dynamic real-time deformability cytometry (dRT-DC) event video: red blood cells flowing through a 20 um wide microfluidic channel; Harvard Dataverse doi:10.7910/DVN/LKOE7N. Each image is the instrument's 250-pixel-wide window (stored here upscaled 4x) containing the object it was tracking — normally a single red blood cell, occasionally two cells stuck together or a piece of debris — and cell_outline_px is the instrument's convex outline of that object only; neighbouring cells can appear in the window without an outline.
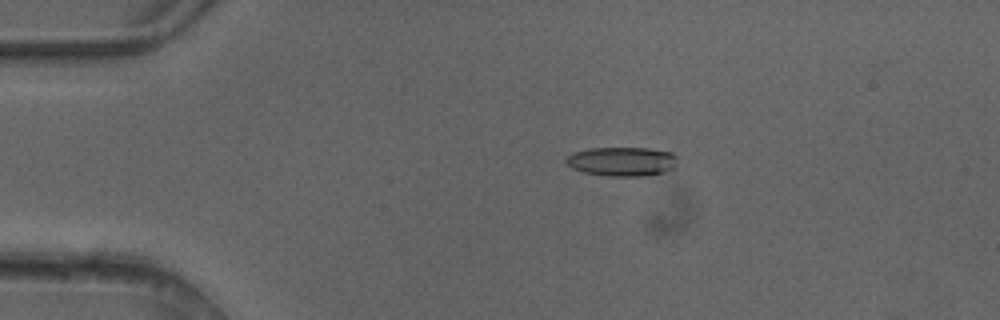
{"species": "common noctule bat (a hibernating species)", "species_latin": "Nyctalus noctula", "temperature_condition": "cold", "stored_images_in_passage": 4, "camera_frame_rate_fps": 3000, "um_per_image_px": 0.085, "animal": {"sex": "female"}, "frame": {"image": 1, "passage_image": 3, "time_ms": 0.667, "image_size_px": [1000, 320], "cell_outline_px": [[676, 168], [664, 172], [644, 176], [608, 176], [584, 172], [572, 168], [564, 160], [572, 152], [588, 148], [648, 148], [672, 152], [676, 156]], "centroid_in_image_um": [52.88, 13.72], "position_along_channel_um": 32.1, "area_um2": 19.07}}